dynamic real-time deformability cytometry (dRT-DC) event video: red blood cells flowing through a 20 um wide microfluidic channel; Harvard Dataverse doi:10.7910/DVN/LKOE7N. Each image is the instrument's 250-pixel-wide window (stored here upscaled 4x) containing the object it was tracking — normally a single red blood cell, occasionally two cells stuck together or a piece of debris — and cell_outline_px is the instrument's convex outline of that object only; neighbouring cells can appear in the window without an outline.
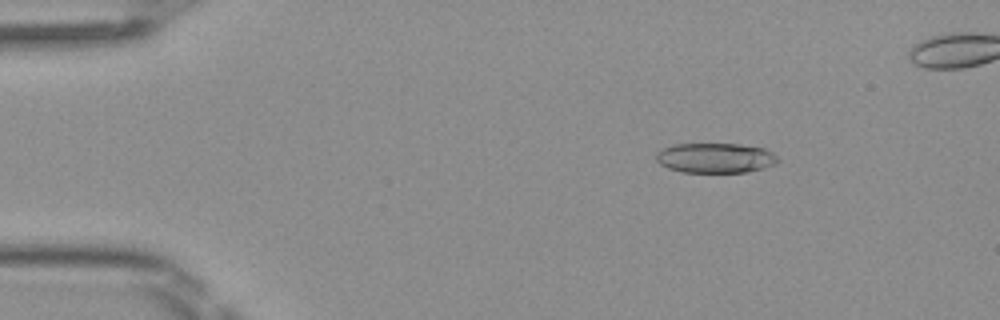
{"species": "Egyptian fruit bat (a non-hibernating species)", "species_latin": "Rousettus aegyptiacus", "temperature_condition": "room temperature", "stored_images_in_passage": 46, "camera_frame_rate_fps": 3000, "um_per_image_px": 0.085, "frame": {"image": 1, "passage_image": 7, "time_ms": 2.0, "image_size_px": [1000, 320], "cell_outline_px": [[780, 160], [776, 164], [764, 168], [748, 172], [680, 172], [668, 168], [660, 164], [656, 160], [656, 152], [672, 144], [740, 144], [764, 148], [772, 152]], "centroid_in_image_um": [60.81, 13.43], "position_along_channel_um": 24.2, "area_um2": 21.39}}
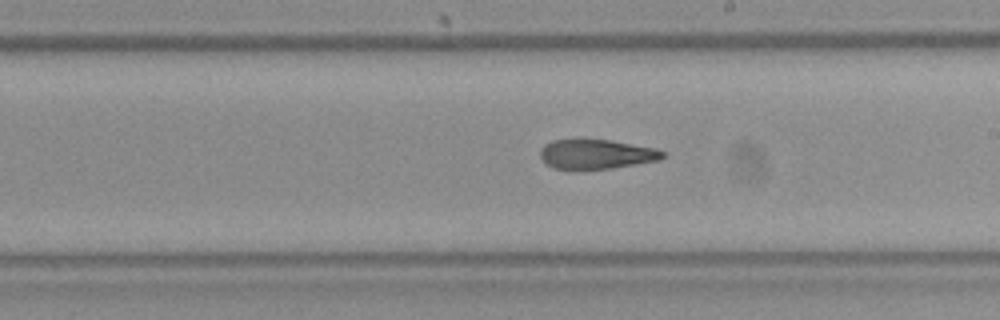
{"frame": {"image": 2, "passage_image": 28, "time_ms": 9.0, "image_size_px": [1000, 320], "cell_outline_px": [[664, 156], [656, 160], [608, 168], [556, 168], [548, 164], [540, 156], [540, 148], [544, 144], [552, 140], [612, 140], [656, 148], [664, 152]], "centroid_in_image_um": [50.67, 13.07], "position_along_channel_um": 238.3, "area_um2": 20.4}}
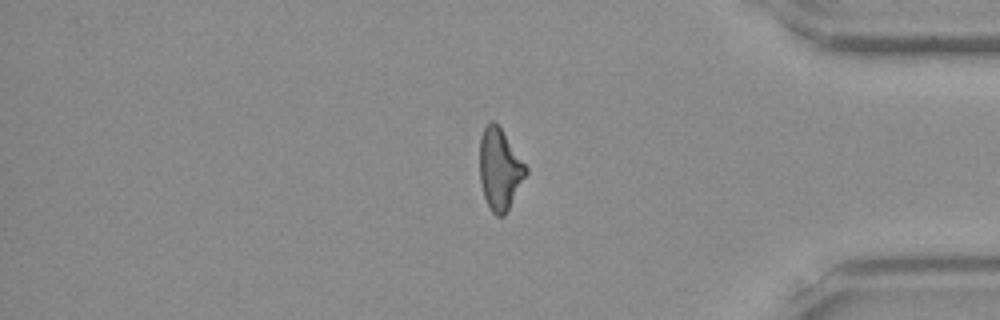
{"frame": {"image": 3, "passage_image": 41, "time_ms": 13.333, "image_size_px": [1000, 320], "cell_outline_px": [[528, 172], [504, 216], [496, 216], [492, 212], [484, 196], [480, 180], [480, 136], [484, 128], [492, 120], [500, 128], [528, 168]], "centroid_in_image_um": [42.47, 14.39], "position_along_channel_um": 392.7, "area_um2": 21.44}}